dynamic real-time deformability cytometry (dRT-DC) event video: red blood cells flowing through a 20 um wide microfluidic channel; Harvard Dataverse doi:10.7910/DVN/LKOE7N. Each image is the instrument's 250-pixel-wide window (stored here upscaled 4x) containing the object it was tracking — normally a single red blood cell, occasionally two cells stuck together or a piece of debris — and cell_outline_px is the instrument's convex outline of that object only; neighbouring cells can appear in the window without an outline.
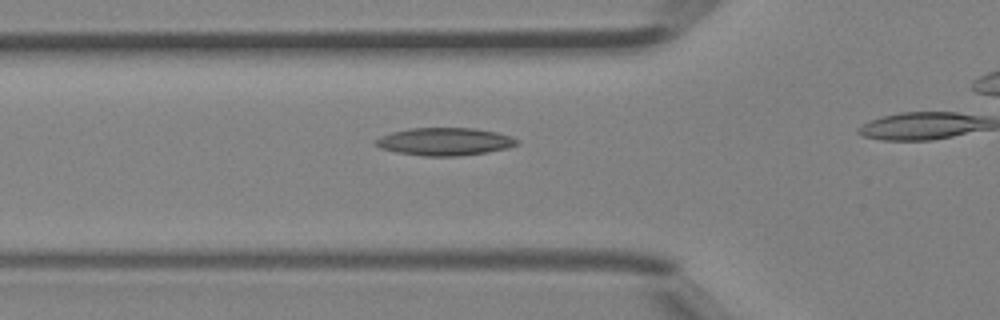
{"species": "Egyptian fruit bat (a non-hibernating species)", "species_latin": "Rousettus aegyptiacus", "temperature_condition": "room temperature", "stored_images_in_passage": 15, "camera_frame_rate_fps": 3000, "um_per_image_px": 0.085, "animal": {"sex": "female"}, "frame": {"image": 1, "passage_image": 11, "time_ms": 3.333, "image_size_px": [1000, 320], "cell_outline_px": [[520, 140], [516, 144], [508, 148], [488, 152], [460, 156], [424, 156], [396, 152], [380, 148], [376, 144], [376, 140], [380, 136], [392, 132], [408, 128], [476, 128], [496, 132]], "centroid_in_image_um": [37.8, 12.03], "position_along_channel_um": 88.0, "area_um2": 22.77}}
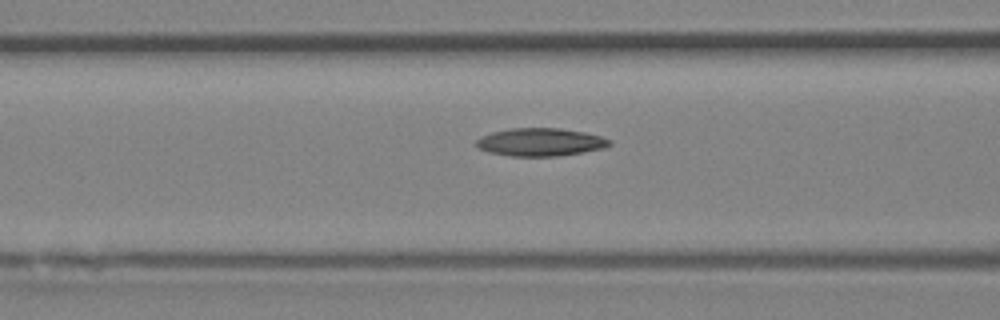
{"frame": {"image": 2, "passage_image": 13, "time_ms": 4.0, "image_size_px": [1000, 320], "cell_outline_px": [[612, 144], [604, 148], [584, 152], [556, 156], [508, 156], [488, 152], [476, 148], [476, 140], [480, 136], [492, 132], [512, 128], [560, 128], [584, 132], [600, 136], [612, 140]], "centroid_in_image_um": [45.92, 12.08], "position_along_channel_um": 120.7, "area_um2": 21.85}}